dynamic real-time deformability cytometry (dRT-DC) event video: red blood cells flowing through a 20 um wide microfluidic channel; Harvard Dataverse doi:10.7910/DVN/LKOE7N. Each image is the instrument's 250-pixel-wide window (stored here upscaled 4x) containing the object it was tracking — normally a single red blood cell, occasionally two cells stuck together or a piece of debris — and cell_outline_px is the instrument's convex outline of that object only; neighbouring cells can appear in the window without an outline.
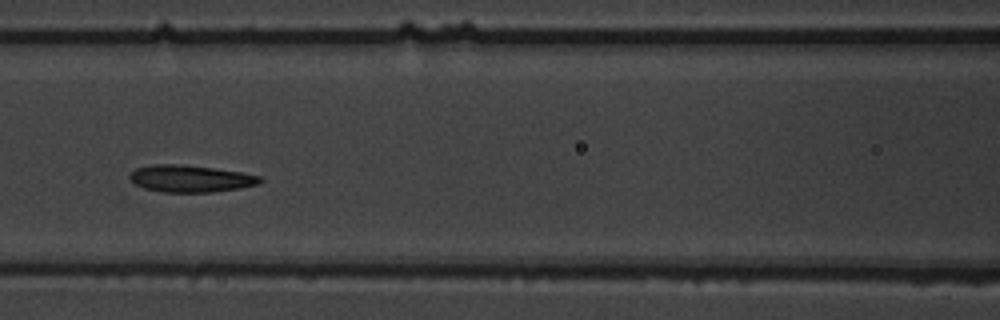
{"species": "common noctule bat (a hibernating species)", "species_latin": "Nyctalus noctula", "temperature_condition": "warm", "stored_images_in_passage": 11, "camera_frame_rate_fps": 3000, "um_per_image_px": 0.085, "animal": {"sex": "male", "body_mass_g": 19.5, "forearm_length_mm": 54.6}, "frame": {"image": 1, "passage_image": 7, "time_ms": 8.0, "image_size_px": [1000, 320], "cell_outline_px": [[264, 180], [260, 184], [240, 188], [212, 192], [164, 192], [144, 188], [136, 184], [128, 176], [136, 168], [152, 164], [180, 164], [212, 168], [240, 172], [260, 176]], "centroid_in_image_um": [16.21, 15.18], "position_along_channel_um": 150.4, "area_um2": 20.4}}
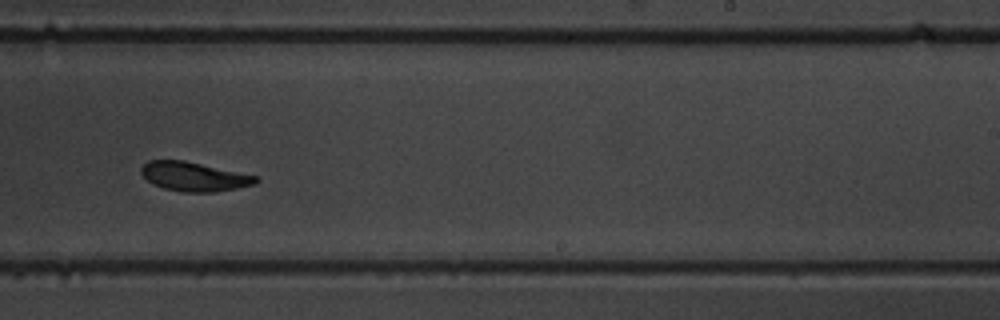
{"frame": {"image": 2, "passage_image": 10, "time_ms": 11.667, "image_size_px": [1000, 320], "cell_outline_px": [[260, 180], [256, 184], [216, 192], [180, 192], [164, 188], [152, 184], [140, 172], [140, 168], [148, 160], [184, 160], [260, 176]], "centroid_in_image_um": [16.53, 15.01], "position_along_channel_um": 272.5, "area_um2": 19.71}}
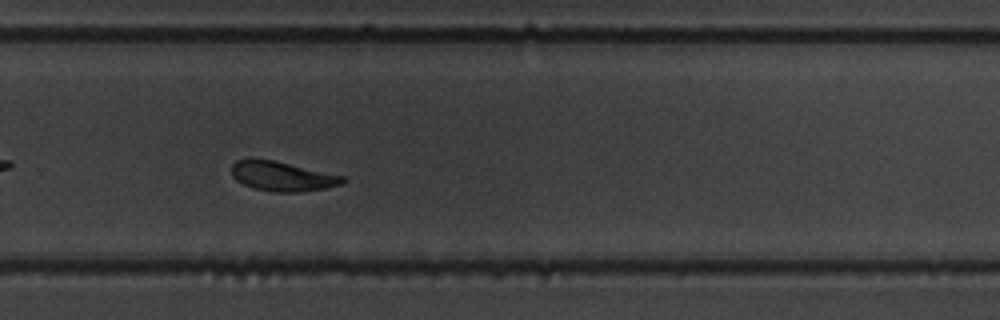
{"frame": {"image": 3, "passage_image": 11, "time_ms": 12.667, "image_size_px": [1000, 320], "cell_outline_px": [[348, 180], [344, 184], [328, 188], [300, 192], [272, 192], [252, 188], [236, 180], [232, 176], [232, 164], [236, 160], [276, 160], [344, 176]], "centroid_in_image_um": [24.06, 15.0], "position_along_channel_um": 305.7, "area_um2": 19.31}}